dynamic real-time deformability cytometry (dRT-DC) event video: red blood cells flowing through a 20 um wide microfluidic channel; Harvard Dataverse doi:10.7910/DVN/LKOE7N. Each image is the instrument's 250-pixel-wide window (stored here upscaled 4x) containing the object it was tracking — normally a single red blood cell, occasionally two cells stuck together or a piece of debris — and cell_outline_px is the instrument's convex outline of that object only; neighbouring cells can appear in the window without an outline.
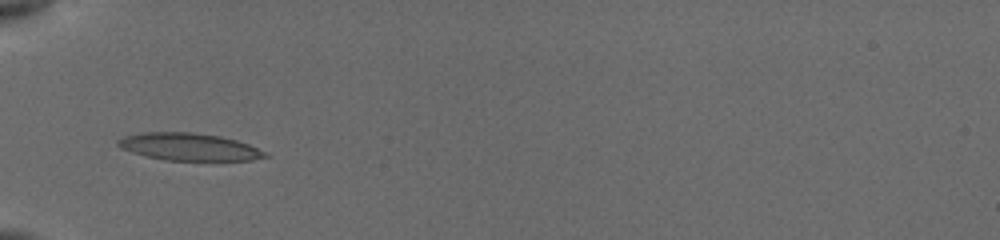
{"species": "common noctule bat (a hibernating species)", "species_latin": "Nyctalus noctula", "temperature_condition": "cold", "stored_images_in_passage": 25, "camera_frame_rate_fps": 3000, "um_per_image_px": 0.085, "animal": {"sex": "female", "body_mass_g": 19.5, "forearm_length_mm": 54.1}, "frame": {"image": 1, "passage_image": 10, "time_ms": 4.667, "image_size_px": [1000, 240], "cell_outline_px": [[272, 156], [252, 160], [164, 160], [132, 152], [120, 148], [116, 144], [116, 140], [124, 136], [144, 132], [192, 132], [220, 136], [236, 140], [248, 144]], "centroid_in_image_um": [16.05, 12.47], "position_along_channel_um": 69.0, "area_um2": 23.35}}
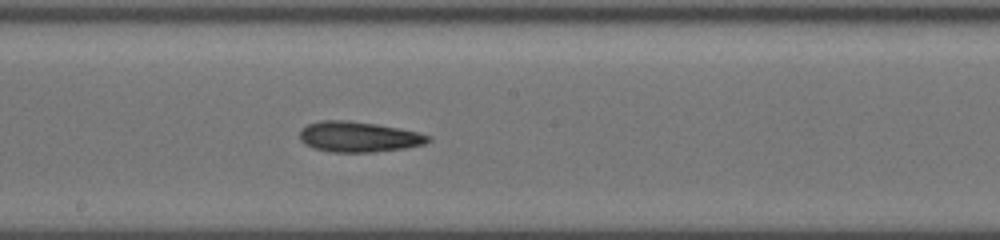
{"frame": {"image": 2, "passage_image": 18, "time_ms": 8.667, "image_size_px": [1000, 240], "cell_outline_px": [[432, 140], [424, 144], [408, 148], [372, 152], [332, 152], [312, 148], [304, 144], [300, 140], [300, 128], [308, 124], [320, 120], [348, 120], [376, 124], [400, 128], [432, 136]], "centroid_in_image_um": [30.48, 11.63], "position_along_channel_um": 217.7, "area_um2": 23.06}}
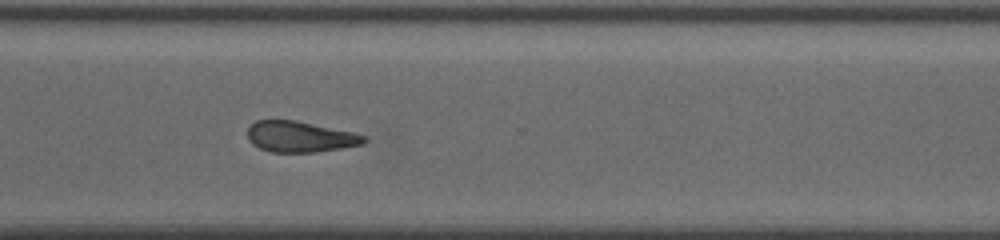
{"frame": {"image": 3, "passage_image": 25, "time_ms": 12.0, "image_size_px": [1000, 240], "cell_outline_px": [[368, 140], [364, 144], [316, 152], [272, 152], [260, 148], [252, 144], [248, 140], [248, 128], [256, 120], [296, 120], [352, 132], [368, 136]], "centroid_in_image_um": [25.52, 11.62], "position_along_channel_um": 345.1, "area_um2": 20.98}}